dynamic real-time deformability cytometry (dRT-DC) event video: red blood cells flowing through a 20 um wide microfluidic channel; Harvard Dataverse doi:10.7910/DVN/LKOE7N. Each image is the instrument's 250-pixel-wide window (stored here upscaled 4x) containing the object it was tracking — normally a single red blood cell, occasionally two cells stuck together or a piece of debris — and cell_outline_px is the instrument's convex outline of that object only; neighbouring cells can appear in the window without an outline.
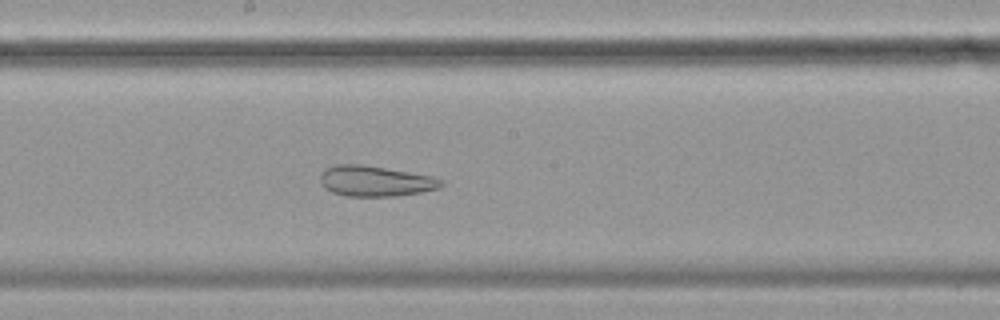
{"species": "common noctule bat (a hibernating species)", "species_latin": "Nyctalus noctula", "temperature_condition": "cold", "stored_images_in_passage": 53, "camera_frame_rate_fps": 3000, "um_per_image_px": 0.085, "animal": {"sex": "female", "body_mass_g": 19.9}, "frame": {"image": 1, "passage_image": 26, "time_ms": 8.333, "image_size_px": [1000, 320], "cell_outline_px": [[444, 184], [440, 188], [420, 192], [396, 196], [348, 196], [332, 192], [324, 188], [320, 184], [320, 172], [324, 168], [336, 164], [364, 164], [432, 176], [444, 180]], "centroid_in_image_um": [31.87, 15.38], "position_along_channel_um": 216.3, "area_um2": 21.79}}
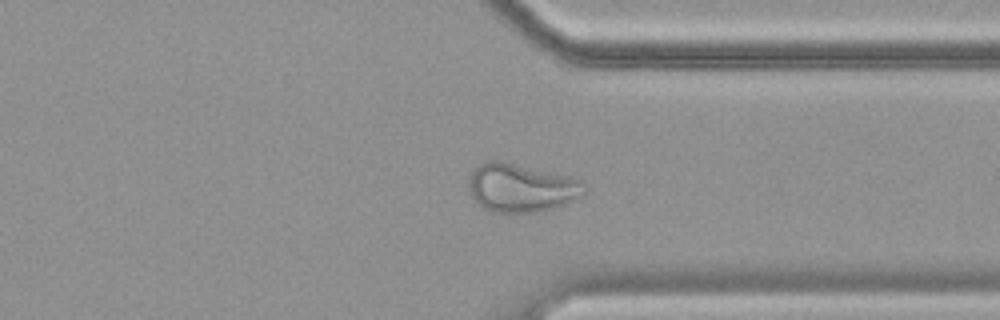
{"frame": {"image": 2, "passage_image": 39, "time_ms": 12.667, "image_size_px": [1000, 320], "cell_outline_px": [[584, 192], [572, 200], [564, 204], [552, 208], [536, 212], [492, 212], [476, 204], [472, 200], [468, 188], [468, 176], [472, 168], [484, 160], [500, 160], [572, 176], [584, 184]], "centroid_in_image_um": [44.2, 15.93], "position_along_channel_um": 367.2, "area_um2": 33.0}}
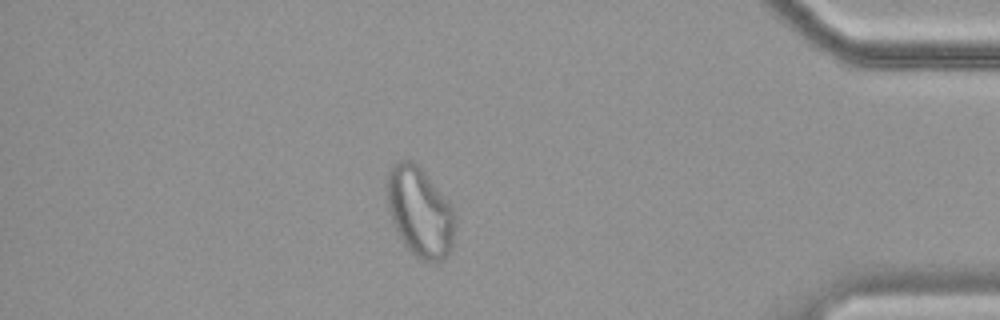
{"frame": {"image": 3, "passage_image": 45, "time_ms": 14.667, "image_size_px": [1000, 320], "cell_outline_px": [[456, 224], [452, 248], [448, 256], [440, 260], [424, 260], [416, 256], [404, 244], [392, 220], [388, 208], [388, 168], [396, 160], [412, 160], [424, 172], [452, 204], [456, 216]], "centroid_in_image_um": [35.72, 17.99], "position_along_channel_um": 399.5, "area_um2": 35.49}}